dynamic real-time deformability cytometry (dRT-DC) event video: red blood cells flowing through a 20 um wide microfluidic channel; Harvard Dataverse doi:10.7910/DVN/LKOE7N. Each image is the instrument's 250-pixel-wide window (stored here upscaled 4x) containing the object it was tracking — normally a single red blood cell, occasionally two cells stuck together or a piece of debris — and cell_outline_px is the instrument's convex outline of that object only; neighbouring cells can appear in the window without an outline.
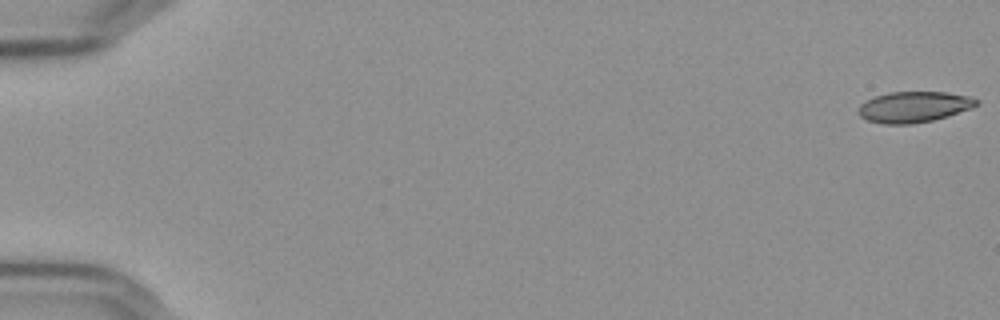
{"species": "Egyptian fruit bat (a non-hibernating species)", "species_latin": "Rousettus aegyptiacus", "temperature_condition": "cold", "stored_images_in_passage": 57, "camera_frame_rate_fps": 3000, "um_per_image_px": 0.085, "frame": {"image": 1, "passage_image": 1, "time_ms": 0.0, "image_size_px": [1000, 320], "cell_outline_px": [[980, 100], [972, 108], [948, 116], [932, 120], [912, 124], [884, 124], [868, 120], [860, 116], [860, 104], [872, 96], [888, 92], [944, 92], [968, 96]], "centroid_in_image_um": [77.67, 9.08], "position_along_channel_um": 7.3, "area_um2": 21.15}}
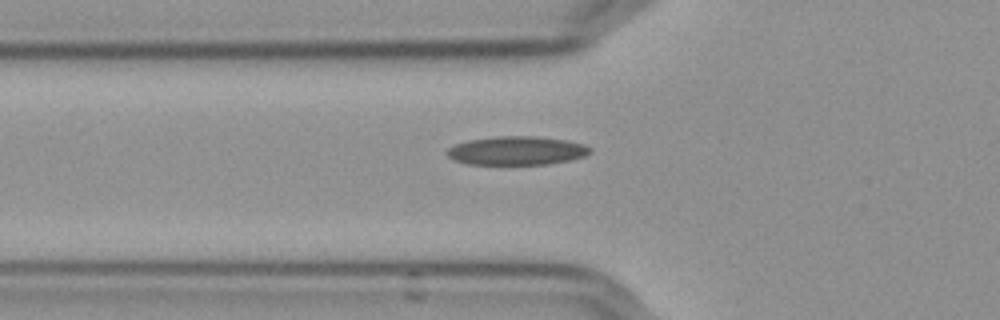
{"frame": {"image": 2, "passage_image": 21, "time_ms": 6.667, "image_size_px": [1000, 320], "cell_outline_px": [[592, 152], [584, 156], [568, 160], [548, 164], [468, 164], [452, 160], [444, 152], [448, 148], [456, 144], [468, 140], [496, 136], [536, 136], [568, 140], [584, 144], [592, 148]], "centroid_in_image_um": [43.91, 12.8], "position_along_channel_um": 81.9, "area_um2": 24.04}}
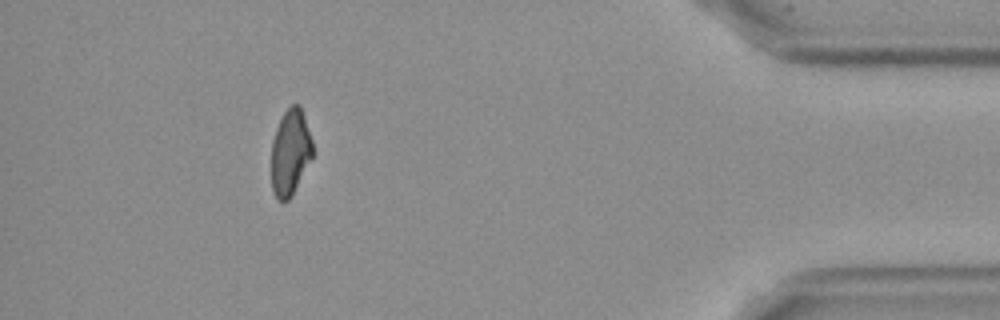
{"frame": {"image": 3, "passage_image": 52, "time_ms": 17.0, "image_size_px": [1000, 320], "cell_outline_px": [[312, 156], [292, 196], [288, 200], [276, 200], [272, 188], [272, 140], [276, 128], [284, 112], [292, 104], [300, 104], [312, 140]], "centroid_in_image_um": [24.67, 12.94], "position_along_channel_um": 410.5, "area_um2": 20.46}, "authors_computed_cell_mechanics": {"area_um2": 22.4264, "velocity_mm_per_s": 3.6454, "shape_relaxation_time_tau1_ms": null, "shape_relaxation_time_tau2_ms": 6.6734, "deformation_change_tau1": null, "deformation_change_tau2": 0.1428}}